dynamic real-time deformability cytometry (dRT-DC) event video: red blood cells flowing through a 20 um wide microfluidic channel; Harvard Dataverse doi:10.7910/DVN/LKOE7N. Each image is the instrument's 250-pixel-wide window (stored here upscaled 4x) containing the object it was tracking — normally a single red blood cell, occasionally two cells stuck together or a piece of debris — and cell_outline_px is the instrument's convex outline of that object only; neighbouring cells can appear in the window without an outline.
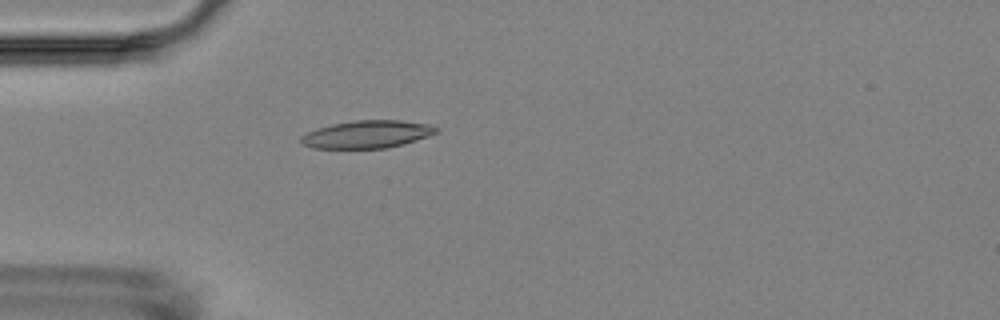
{"species": "Egyptian fruit bat (a non-hibernating species)", "species_latin": "Rousettus aegyptiacus", "temperature_condition": "room temperature", "stored_images_in_passage": 1, "camera_frame_rate_fps": 3000, "um_per_image_px": 0.085, "animal": {"sex": "female"}, "frame": {"image": 1, "passage_image": 1, "time_ms": 0.0, "image_size_px": [1000, 320], "cell_outline_px": [[440, 132], [404, 144], [388, 148], [312, 148], [304, 144], [300, 140], [300, 136], [316, 128], [332, 124], [356, 120], [400, 120], [428, 124], [440, 128]], "centroid_in_image_um": [31.24, 11.41], "position_along_channel_um": 53.8, "area_um2": 21.85}}